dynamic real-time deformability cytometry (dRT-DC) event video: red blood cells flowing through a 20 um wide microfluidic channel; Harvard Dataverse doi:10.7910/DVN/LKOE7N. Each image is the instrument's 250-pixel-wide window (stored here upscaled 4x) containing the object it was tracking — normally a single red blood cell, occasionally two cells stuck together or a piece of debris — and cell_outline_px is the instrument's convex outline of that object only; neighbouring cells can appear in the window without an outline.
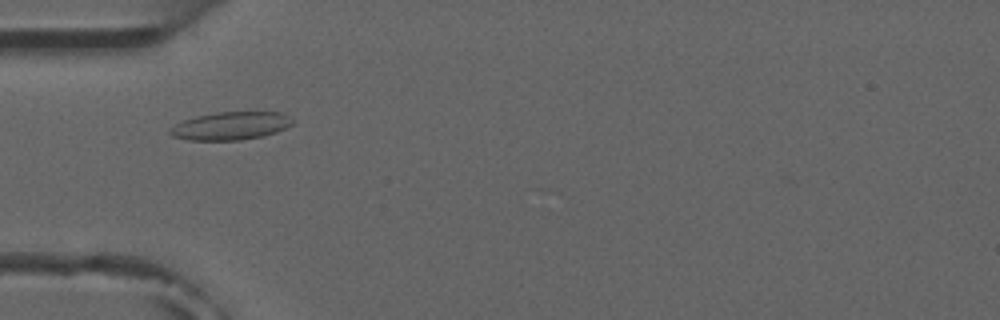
{"species": "common noctule bat (a hibernating species)", "species_latin": "Nyctalus noctula", "temperature_condition": "room temperature", "stored_images_in_passage": 7, "camera_frame_rate_fps": 3000, "um_per_image_px": 0.085, "animal": {"sex": "male", "forearm_length_mm": 52.5}, "frame": {"image": 1, "passage_image": 5, "time_ms": 4.667, "image_size_px": [1000, 320], "cell_outline_px": [[292, 124], [276, 132], [264, 136], [240, 140], [188, 140], [172, 136], [168, 132], [168, 128], [184, 120], [196, 116], [216, 112], [280, 112], [288, 116], [292, 120]], "centroid_in_image_um": [19.57, 10.7], "position_along_channel_um": 65.4, "area_um2": 19.94}}
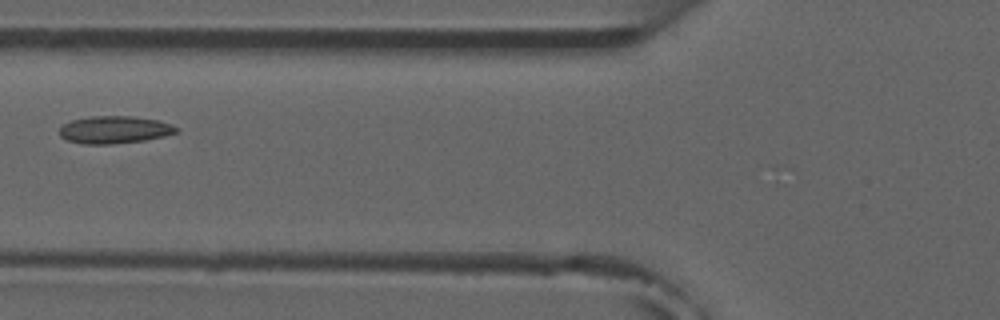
{"frame": {"image": 2, "passage_image": 6, "time_ms": 6.0, "image_size_px": [1000, 320], "cell_outline_px": [[176, 132], [164, 136], [144, 140], [112, 144], [84, 144], [68, 140], [60, 136], [60, 128], [64, 124], [72, 120], [88, 116], [128, 116], [156, 120], [172, 124], [176, 128]], "centroid_in_image_um": [9.69, 11.03], "position_along_channel_um": 116.1, "area_um2": 18.44}}
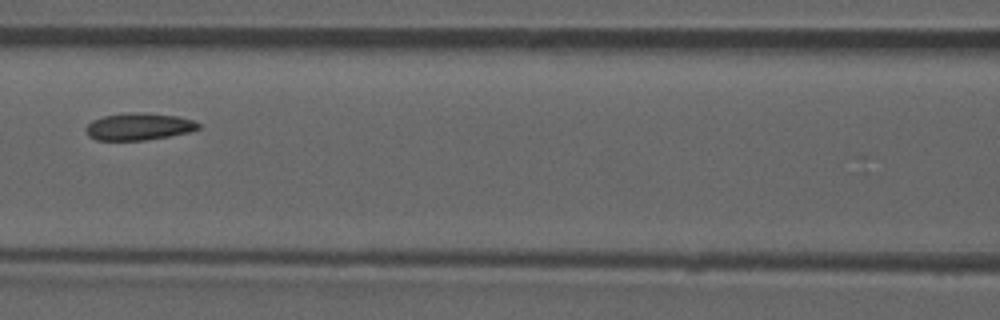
{"frame": {"image": 3, "passage_image": 7, "time_ms": 7.0, "image_size_px": [1000, 320], "cell_outline_px": [[200, 128], [188, 132], [168, 136], [144, 140], [96, 140], [88, 136], [84, 128], [92, 120], [104, 116], [128, 112], [136, 112], [176, 116], [192, 120], [200, 124]], "centroid_in_image_um": [11.75, 10.76], "position_along_channel_um": 154.9, "area_um2": 17.63}}